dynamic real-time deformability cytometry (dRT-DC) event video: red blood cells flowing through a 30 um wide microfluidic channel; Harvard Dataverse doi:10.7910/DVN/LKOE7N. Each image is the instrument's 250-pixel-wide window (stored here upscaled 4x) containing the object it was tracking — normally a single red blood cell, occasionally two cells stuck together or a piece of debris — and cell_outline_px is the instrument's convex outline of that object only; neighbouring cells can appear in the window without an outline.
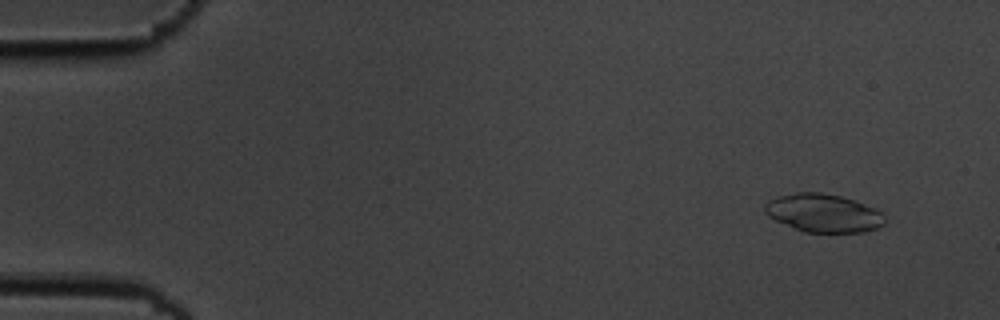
{"species": "common noctule bat (a hibernating species)", "species_latin": "Nyctalus noctula", "temperature_condition": "cold", "stored_images_in_passage": 7, "camera_frame_rate_fps": 3000, "um_per_image_px": 0.085, "animal": {"sex": "male", "body_mass_g": 19.5, "forearm_length_mm": 54.6}, "frame": {"image": 1, "passage_image": 2, "time_ms": 0.333, "image_size_px": [1000, 320], "cell_outline_px": [[884, 224], [876, 228], [864, 232], [804, 232], [776, 220], [768, 216], [764, 212], [764, 204], [768, 200], [780, 196], [796, 192], [820, 192], [840, 196], [856, 200], [876, 208], [884, 212]], "centroid_in_image_um": [70.01, 18.1], "position_along_channel_um": 15.0, "area_um2": 26.82}}
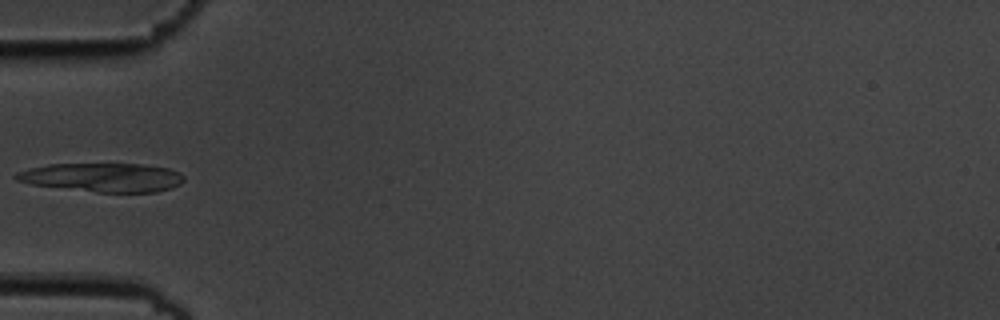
{"frame": {"image": 2, "passage_image": 6, "time_ms": 1.667, "image_size_px": [1000, 320], "cell_outline_px": [[184, 180], [180, 184], [172, 188], [156, 192], [96, 192], [32, 184], [16, 180], [12, 176], [16, 172], [28, 168], [48, 164], [140, 164], [168, 168], [180, 172], [184, 176]], "centroid_in_image_um": [8.72, 15.08], "position_along_channel_um": 76.3, "area_um2": 28.21}}
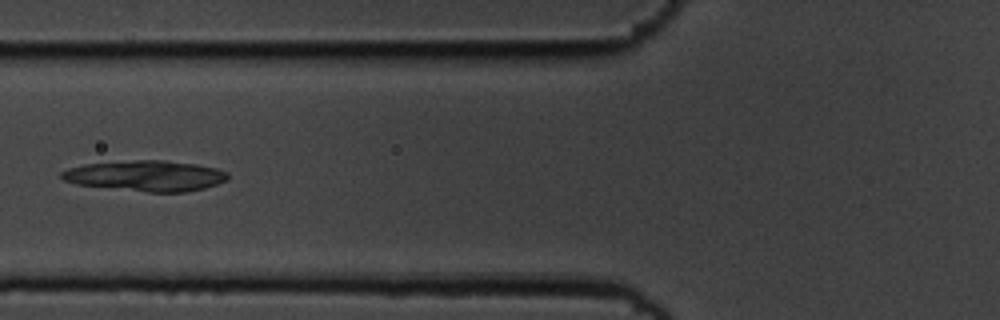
{"frame": {"image": 3, "passage_image": 7, "time_ms": 2.0, "image_size_px": [1000, 320], "cell_outline_px": [[228, 180], [204, 188], [184, 192], [148, 192], [76, 184], [64, 180], [60, 176], [60, 172], [68, 168], [84, 164], [136, 160], [164, 160], [196, 164], [216, 168], [228, 172]], "centroid_in_image_um": [12.4, 14.94], "position_along_channel_um": 113.4, "area_um2": 29.59}}